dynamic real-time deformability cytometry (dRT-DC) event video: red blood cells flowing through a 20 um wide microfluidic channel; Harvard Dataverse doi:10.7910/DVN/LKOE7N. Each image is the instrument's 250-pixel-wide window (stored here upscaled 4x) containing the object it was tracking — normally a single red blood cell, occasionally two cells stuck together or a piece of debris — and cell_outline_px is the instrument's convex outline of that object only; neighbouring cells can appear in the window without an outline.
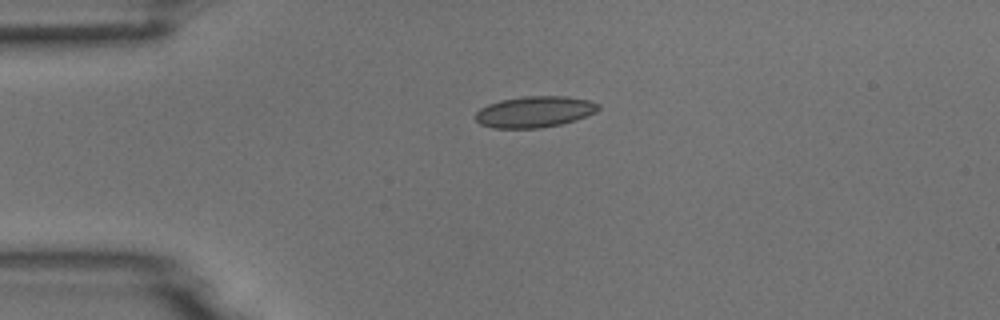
{"species": "common noctule bat (a hibernating species)", "species_latin": "Nyctalus noctula", "temperature_condition": "room temperature", "stored_images_in_passage": 8, "camera_frame_rate_fps": 3000, "um_per_image_px": 0.085, "animal": {"sex": "male", "body_mass_g": 18.8}, "frame": {"image": 1, "passage_image": 1, "time_ms": 0.0, "image_size_px": [1000, 320], "cell_outline_px": [[600, 108], [596, 112], [576, 120], [560, 124], [540, 128], [492, 128], [480, 124], [476, 120], [476, 112], [480, 108], [488, 104], [500, 100], [524, 96], [568, 96], [588, 100], [600, 104]], "centroid_in_image_um": [45.45, 9.5], "position_along_channel_um": 39.6, "area_um2": 22.43}}
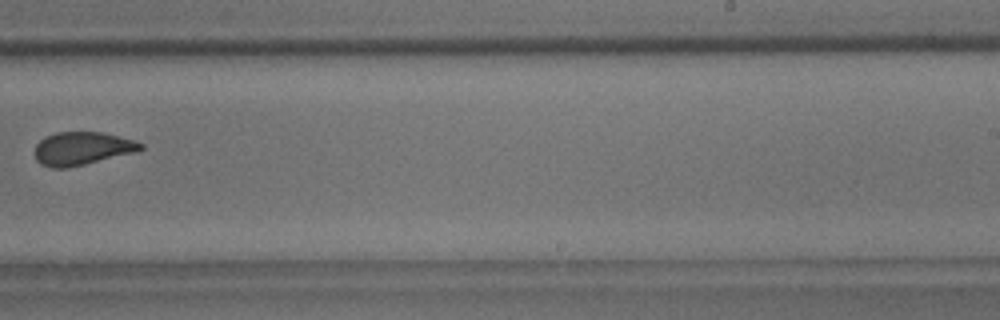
{"frame": {"image": 2, "passage_image": 7, "time_ms": 7.0, "image_size_px": [1000, 320], "cell_outline_px": [[144, 148], [136, 152], [68, 168], [52, 168], [40, 164], [36, 160], [36, 144], [44, 136], [56, 132], [104, 132], [136, 140], [144, 144]], "centroid_in_image_um": [7.0, 12.61], "position_along_channel_um": 282.0, "area_um2": 20.63}}
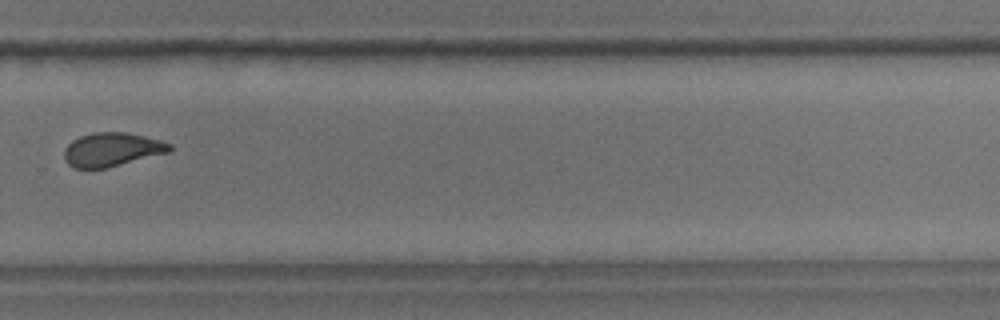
{"frame": {"image": 3, "passage_image": 8, "time_ms": 8.0, "image_size_px": [1000, 320], "cell_outline_px": [[172, 152], [108, 168], [76, 168], [68, 164], [64, 156], [64, 148], [72, 140], [80, 136], [96, 132], [128, 132], [160, 140], [172, 144]], "centroid_in_image_um": [9.56, 12.71], "position_along_channel_um": 320.2, "area_um2": 20.98}}